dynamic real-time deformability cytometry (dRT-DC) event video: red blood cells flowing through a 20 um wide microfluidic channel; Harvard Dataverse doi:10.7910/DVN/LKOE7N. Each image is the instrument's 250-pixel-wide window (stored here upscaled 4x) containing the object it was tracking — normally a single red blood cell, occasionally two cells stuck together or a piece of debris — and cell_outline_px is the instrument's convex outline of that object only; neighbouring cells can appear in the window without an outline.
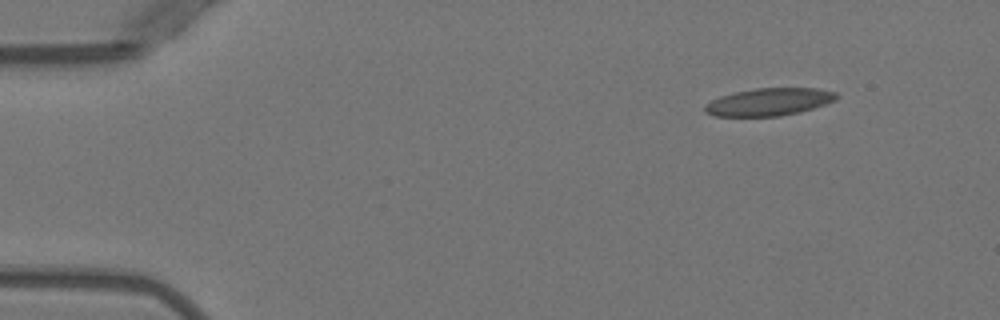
{"species": "Egyptian fruit bat (a non-hibernating species)", "species_latin": "Rousettus aegyptiacus", "temperature_condition": "warm", "stored_images_in_passage": 4, "camera_frame_rate_fps": 3000, "um_per_image_px": 0.085, "animal": {"sex": "female"}, "frame": {"image": 1, "passage_image": 4, "time_ms": 4.0, "image_size_px": [1000, 320], "cell_outline_px": [[840, 96], [836, 100], [800, 112], [780, 116], [716, 116], [704, 112], [704, 104], [720, 96], [736, 92], [756, 88], [816, 88], [836, 92]], "centroid_in_image_um": [65.37, 8.66], "position_along_channel_um": 19.6, "area_um2": 21.1}}